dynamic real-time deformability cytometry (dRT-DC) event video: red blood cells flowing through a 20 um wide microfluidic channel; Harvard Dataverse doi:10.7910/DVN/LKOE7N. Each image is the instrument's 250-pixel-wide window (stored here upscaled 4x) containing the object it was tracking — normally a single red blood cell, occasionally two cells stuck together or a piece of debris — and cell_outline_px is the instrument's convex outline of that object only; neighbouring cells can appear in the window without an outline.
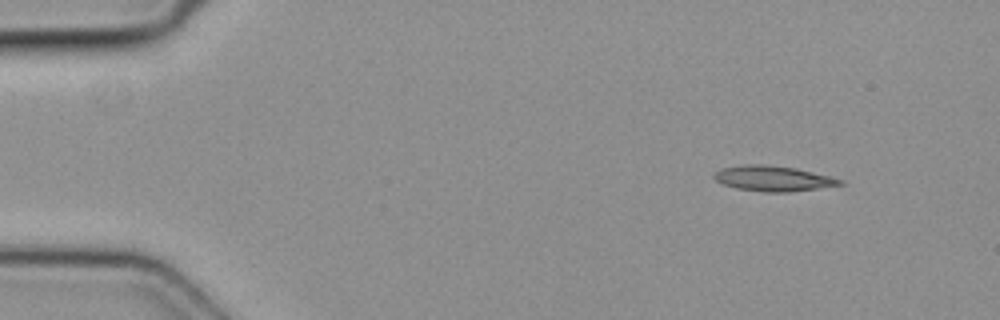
{"species": "common noctule bat (a hibernating species)", "species_latin": "Nyctalus noctula", "temperature_condition": "cold", "stored_images_in_passage": 4, "camera_frame_rate_fps": 3000, "um_per_image_px": 0.085, "animal": {"sex": "female", "body_mass_g": 19.3, "forearm_length_mm": 54.1}, "frame": {"image": 1, "passage_image": 1, "time_ms": 0.0, "image_size_px": [1000, 320], "cell_outline_px": [[844, 184], [788, 192], [764, 192], [736, 188], [724, 184], [716, 180], [712, 176], [720, 168], [744, 164], [768, 164], [796, 168], [832, 176], [844, 180]], "centroid_in_image_um": [65.72, 15.15], "position_along_channel_um": 19.3, "area_um2": 18.67}}
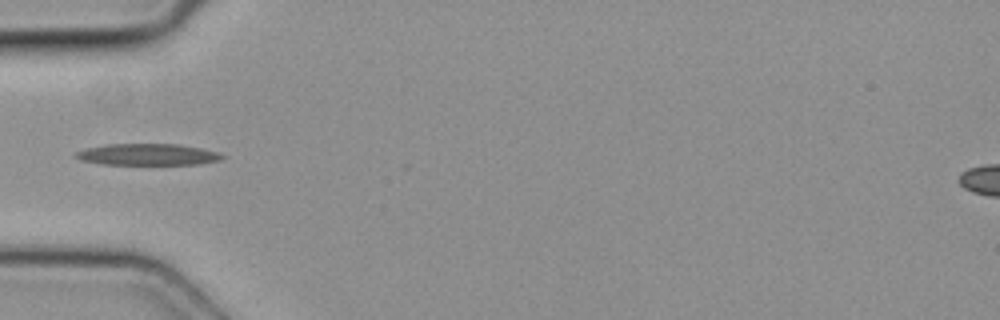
{"frame": {"image": 2, "passage_image": 4, "time_ms": 1.0, "image_size_px": [1000, 320], "cell_outline_px": [[228, 156], [220, 160], [200, 164], [100, 164], [80, 160], [72, 156], [76, 152], [88, 148], [108, 144], [176, 144], [200, 148], [216, 152]], "centroid_in_image_um": [12.54, 13.14], "position_along_channel_um": 72.5, "area_um2": 18.26}}